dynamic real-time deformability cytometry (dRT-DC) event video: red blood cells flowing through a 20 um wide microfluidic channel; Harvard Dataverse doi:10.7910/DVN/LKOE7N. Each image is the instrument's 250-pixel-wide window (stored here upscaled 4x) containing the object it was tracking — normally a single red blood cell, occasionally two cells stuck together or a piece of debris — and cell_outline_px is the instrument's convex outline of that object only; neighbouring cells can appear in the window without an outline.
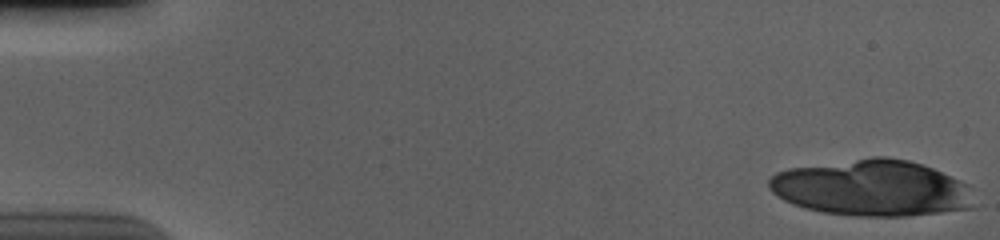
{"species": "human", "species_latin": "Homo sapiens", "temperature_condition": "cold", "stored_images_in_passage": 17, "camera_frame_rate_fps": 3000, "um_per_image_px": 0.085, "donor": {"sex": "male"}, "frame": {"image": 1, "passage_image": 1, "time_ms": 0.0, "image_size_px": [1000, 240], "cell_outline_px": [[972, 208], [908, 216], [856, 216], [820, 212], [804, 208], [792, 204], [776, 196], [768, 188], [768, 180], [776, 172], [788, 168], [872, 156], [884, 156], [908, 160], [932, 168], [960, 180], [968, 184]], "centroid_in_image_um": [74.03, 15.98], "position_along_channel_um": 11.0, "area_um2": 67.22}}